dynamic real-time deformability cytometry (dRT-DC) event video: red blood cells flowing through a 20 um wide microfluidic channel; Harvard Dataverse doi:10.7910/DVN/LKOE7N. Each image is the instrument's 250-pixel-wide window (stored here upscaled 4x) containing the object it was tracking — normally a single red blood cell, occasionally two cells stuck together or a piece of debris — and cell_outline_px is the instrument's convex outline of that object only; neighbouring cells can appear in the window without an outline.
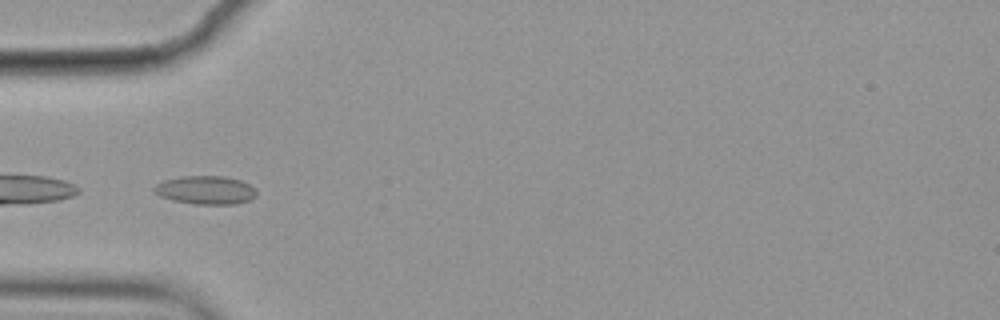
{"species": "common noctule bat (a hibernating species)", "species_latin": "Nyctalus noctula", "temperature_condition": "cold", "stored_images_in_passage": 8, "camera_frame_rate_fps": 3000, "um_per_image_px": 0.085, "animal": {"sex": "female", "body_mass_g": 19.9}, "frame": {"image": 1, "passage_image": 6, "time_ms": 1.667, "image_size_px": [1000, 320], "cell_outline_px": [[256, 196], [248, 200], [236, 204], [196, 204], [172, 200], [160, 196], [152, 192], [152, 188], [156, 184], [164, 180], [180, 176], [224, 176], [240, 180], [248, 184], [256, 192]], "centroid_in_image_um": [17.42, 16.15], "position_along_channel_um": 67.6, "area_um2": 16.94}}
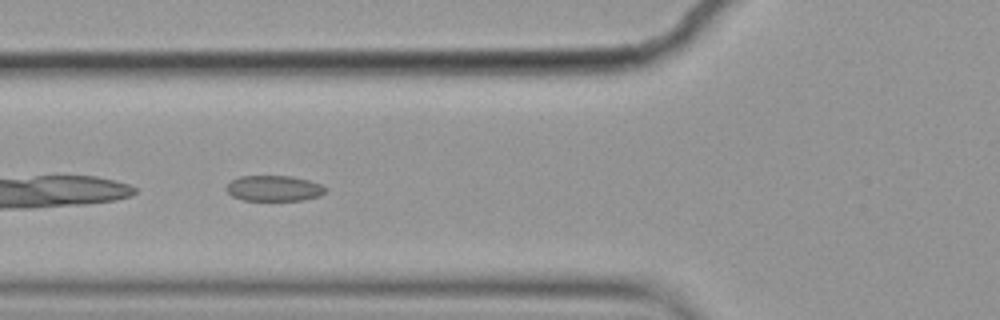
{"frame": {"image": 2, "passage_image": 7, "time_ms": 2.0, "image_size_px": [1000, 320], "cell_outline_px": [[328, 188], [320, 196], [304, 200], [244, 200], [232, 196], [224, 188], [232, 180], [240, 176], [292, 176], [308, 180], [320, 184]], "centroid_in_image_um": [23.29, 16.01], "position_along_channel_um": 102.5, "area_um2": 14.8}}
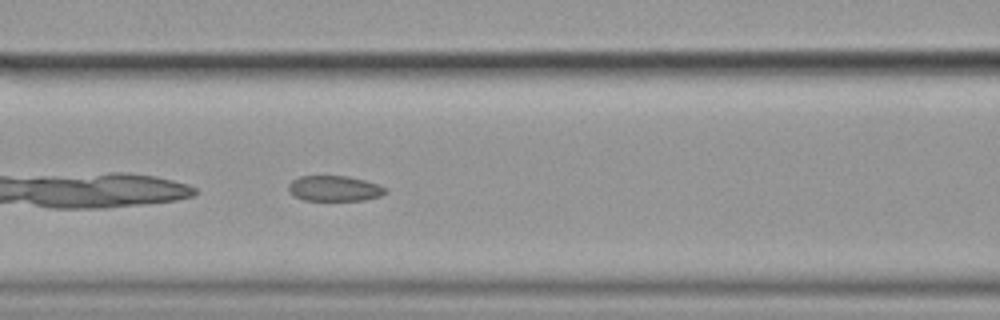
{"frame": {"image": 3, "passage_image": 8, "time_ms": 2.333, "image_size_px": [1000, 320], "cell_outline_px": [[388, 192], [380, 196], [364, 200], [304, 200], [288, 192], [288, 184], [292, 180], [300, 176], [348, 176], [364, 180], [388, 188]], "centroid_in_image_um": [28.43, 16.02], "position_along_channel_um": 138.2, "area_um2": 14.39}}